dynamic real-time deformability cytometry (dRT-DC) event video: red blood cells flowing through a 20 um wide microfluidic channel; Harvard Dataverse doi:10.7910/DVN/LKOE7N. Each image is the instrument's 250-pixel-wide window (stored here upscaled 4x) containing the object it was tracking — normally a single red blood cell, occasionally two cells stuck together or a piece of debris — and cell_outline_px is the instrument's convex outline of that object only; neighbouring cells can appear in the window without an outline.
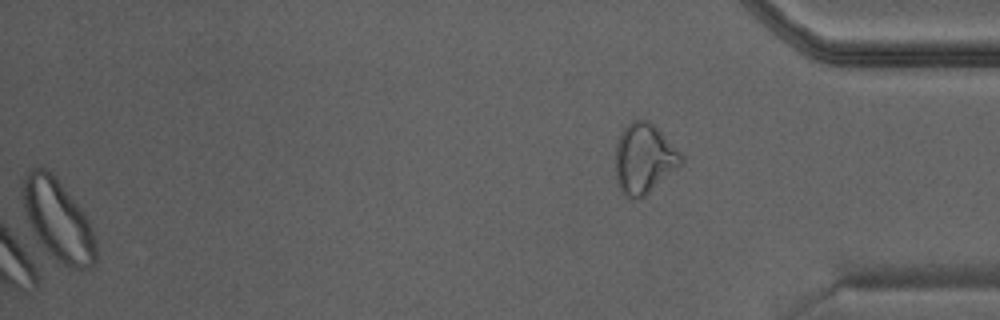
{"species": "Egyptian fruit bat (a non-hibernating species)", "species_latin": "Rousettus aegyptiacus", "temperature_condition": "warm", "stored_images_in_passage": 22, "camera_frame_rate_fps": 3000, "um_per_image_px": 0.085, "animal": {"sex": "male"}, "frame": {"image": 1, "passage_image": 22, "time_ms": 7.0, "image_size_px": [1000, 320], "cell_outline_px": [[684, 164], [644, 196], [628, 196], [616, 184], [616, 144], [620, 132], [632, 120], [648, 120], [680, 152], [684, 160]], "centroid_in_image_um": [54.75, 13.46], "position_along_channel_um": 380.4, "area_um2": 26.41}}